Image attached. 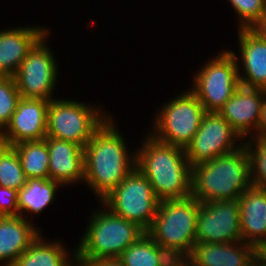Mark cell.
Here are the masks:
<instances>
[{"instance_id": "5bb4252c", "label": "cell", "mask_w": 266, "mask_h": 266, "mask_svg": "<svg viewBox=\"0 0 266 266\" xmlns=\"http://www.w3.org/2000/svg\"><path fill=\"white\" fill-rule=\"evenodd\" d=\"M49 102L21 97L10 122L3 129L7 145L14 146L24 141L45 139Z\"/></svg>"}, {"instance_id": "7402d4cb", "label": "cell", "mask_w": 266, "mask_h": 266, "mask_svg": "<svg viewBox=\"0 0 266 266\" xmlns=\"http://www.w3.org/2000/svg\"><path fill=\"white\" fill-rule=\"evenodd\" d=\"M60 186L62 187L51 179L28 178L26 184L18 191L19 216L30 220L27 213L37 215L44 212L46 207L53 204Z\"/></svg>"}, {"instance_id": "e575fe53", "label": "cell", "mask_w": 266, "mask_h": 266, "mask_svg": "<svg viewBox=\"0 0 266 266\" xmlns=\"http://www.w3.org/2000/svg\"><path fill=\"white\" fill-rule=\"evenodd\" d=\"M7 145L5 137L3 135V129L0 128V152L3 150V148Z\"/></svg>"}, {"instance_id": "52a82bcc", "label": "cell", "mask_w": 266, "mask_h": 266, "mask_svg": "<svg viewBox=\"0 0 266 266\" xmlns=\"http://www.w3.org/2000/svg\"><path fill=\"white\" fill-rule=\"evenodd\" d=\"M170 100L159 107L149 134L162 143L186 148L196 135L206 111L190 89Z\"/></svg>"}, {"instance_id": "cb8c5ba5", "label": "cell", "mask_w": 266, "mask_h": 266, "mask_svg": "<svg viewBox=\"0 0 266 266\" xmlns=\"http://www.w3.org/2000/svg\"><path fill=\"white\" fill-rule=\"evenodd\" d=\"M26 178L49 179V153L46 139L24 141L13 146Z\"/></svg>"}, {"instance_id": "ac0fdd59", "label": "cell", "mask_w": 266, "mask_h": 266, "mask_svg": "<svg viewBox=\"0 0 266 266\" xmlns=\"http://www.w3.org/2000/svg\"><path fill=\"white\" fill-rule=\"evenodd\" d=\"M258 249L244 241L195 243L186 258L190 266H250Z\"/></svg>"}, {"instance_id": "d6a6232c", "label": "cell", "mask_w": 266, "mask_h": 266, "mask_svg": "<svg viewBox=\"0 0 266 266\" xmlns=\"http://www.w3.org/2000/svg\"><path fill=\"white\" fill-rule=\"evenodd\" d=\"M250 266H266V256L258 253L251 262Z\"/></svg>"}, {"instance_id": "d590c367", "label": "cell", "mask_w": 266, "mask_h": 266, "mask_svg": "<svg viewBox=\"0 0 266 266\" xmlns=\"http://www.w3.org/2000/svg\"><path fill=\"white\" fill-rule=\"evenodd\" d=\"M258 253L266 256V242L258 249Z\"/></svg>"}, {"instance_id": "277c9868", "label": "cell", "mask_w": 266, "mask_h": 266, "mask_svg": "<svg viewBox=\"0 0 266 266\" xmlns=\"http://www.w3.org/2000/svg\"><path fill=\"white\" fill-rule=\"evenodd\" d=\"M89 216L76 259H109L119 256L146 231L137 223L113 214L102 203ZM103 207V208H102Z\"/></svg>"}, {"instance_id": "2e32d148", "label": "cell", "mask_w": 266, "mask_h": 266, "mask_svg": "<svg viewBox=\"0 0 266 266\" xmlns=\"http://www.w3.org/2000/svg\"><path fill=\"white\" fill-rule=\"evenodd\" d=\"M49 32L45 26H19L0 31V76H14L33 46Z\"/></svg>"}, {"instance_id": "9c48e42d", "label": "cell", "mask_w": 266, "mask_h": 266, "mask_svg": "<svg viewBox=\"0 0 266 266\" xmlns=\"http://www.w3.org/2000/svg\"><path fill=\"white\" fill-rule=\"evenodd\" d=\"M159 202L149 180L135 167L100 203L113 214L135 222L147 231L156 216Z\"/></svg>"}, {"instance_id": "f546056e", "label": "cell", "mask_w": 266, "mask_h": 266, "mask_svg": "<svg viewBox=\"0 0 266 266\" xmlns=\"http://www.w3.org/2000/svg\"><path fill=\"white\" fill-rule=\"evenodd\" d=\"M76 260L81 266H125L118 258Z\"/></svg>"}, {"instance_id": "1f68e13d", "label": "cell", "mask_w": 266, "mask_h": 266, "mask_svg": "<svg viewBox=\"0 0 266 266\" xmlns=\"http://www.w3.org/2000/svg\"><path fill=\"white\" fill-rule=\"evenodd\" d=\"M252 29L266 40V13Z\"/></svg>"}, {"instance_id": "4dcf8cb0", "label": "cell", "mask_w": 266, "mask_h": 266, "mask_svg": "<svg viewBox=\"0 0 266 266\" xmlns=\"http://www.w3.org/2000/svg\"><path fill=\"white\" fill-rule=\"evenodd\" d=\"M266 136V94L262 103L260 119L257 126V137Z\"/></svg>"}, {"instance_id": "d6986e66", "label": "cell", "mask_w": 266, "mask_h": 266, "mask_svg": "<svg viewBox=\"0 0 266 266\" xmlns=\"http://www.w3.org/2000/svg\"><path fill=\"white\" fill-rule=\"evenodd\" d=\"M238 202L242 241L259 249L266 242V188L251 185Z\"/></svg>"}, {"instance_id": "f1b7e54d", "label": "cell", "mask_w": 266, "mask_h": 266, "mask_svg": "<svg viewBox=\"0 0 266 266\" xmlns=\"http://www.w3.org/2000/svg\"><path fill=\"white\" fill-rule=\"evenodd\" d=\"M0 216H19L17 190L0 186Z\"/></svg>"}, {"instance_id": "ba28073f", "label": "cell", "mask_w": 266, "mask_h": 266, "mask_svg": "<svg viewBox=\"0 0 266 266\" xmlns=\"http://www.w3.org/2000/svg\"><path fill=\"white\" fill-rule=\"evenodd\" d=\"M229 49H222L194 74L190 90L206 112H218L240 86L238 64Z\"/></svg>"}, {"instance_id": "3957f363", "label": "cell", "mask_w": 266, "mask_h": 266, "mask_svg": "<svg viewBox=\"0 0 266 266\" xmlns=\"http://www.w3.org/2000/svg\"><path fill=\"white\" fill-rule=\"evenodd\" d=\"M251 185L250 158L245 144L229 154L192 166L191 196L202 203L238 200Z\"/></svg>"}, {"instance_id": "4316f807", "label": "cell", "mask_w": 266, "mask_h": 266, "mask_svg": "<svg viewBox=\"0 0 266 266\" xmlns=\"http://www.w3.org/2000/svg\"><path fill=\"white\" fill-rule=\"evenodd\" d=\"M235 11L238 29H252L266 13V0H228Z\"/></svg>"}, {"instance_id": "44dd1931", "label": "cell", "mask_w": 266, "mask_h": 266, "mask_svg": "<svg viewBox=\"0 0 266 266\" xmlns=\"http://www.w3.org/2000/svg\"><path fill=\"white\" fill-rule=\"evenodd\" d=\"M42 233L12 266H73L77 262L76 249L69 253L64 242L56 239L46 241L47 238Z\"/></svg>"}, {"instance_id": "8fae6325", "label": "cell", "mask_w": 266, "mask_h": 266, "mask_svg": "<svg viewBox=\"0 0 266 266\" xmlns=\"http://www.w3.org/2000/svg\"><path fill=\"white\" fill-rule=\"evenodd\" d=\"M244 142L218 112H206L196 135L185 148L186 157L192 167L236 151Z\"/></svg>"}, {"instance_id": "d4e9b609", "label": "cell", "mask_w": 266, "mask_h": 266, "mask_svg": "<svg viewBox=\"0 0 266 266\" xmlns=\"http://www.w3.org/2000/svg\"><path fill=\"white\" fill-rule=\"evenodd\" d=\"M26 181L16 149L6 145L0 152V186L19 191Z\"/></svg>"}, {"instance_id": "ffe728a7", "label": "cell", "mask_w": 266, "mask_h": 266, "mask_svg": "<svg viewBox=\"0 0 266 266\" xmlns=\"http://www.w3.org/2000/svg\"><path fill=\"white\" fill-rule=\"evenodd\" d=\"M35 225L22 216H0L1 266H12L40 235L43 229Z\"/></svg>"}, {"instance_id": "e0dca14e", "label": "cell", "mask_w": 266, "mask_h": 266, "mask_svg": "<svg viewBox=\"0 0 266 266\" xmlns=\"http://www.w3.org/2000/svg\"><path fill=\"white\" fill-rule=\"evenodd\" d=\"M49 153V179L62 186L84 182V148L78 144L45 137Z\"/></svg>"}, {"instance_id": "836d02e7", "label": "cell", "mask_w": 266, "mask_h": 266, "mask_svg": "<svg viewBox=\"0 0 266 266\" xmlns=\"http://www.w3.org/2000/svg\"><path fill=\"white\" fill-rule=\"evenodd\" d=\"M167 266H190L187 259H172Z\"/></svg>"}, {"instance_id": "5b68a950", "label": "cell", "mask_w": 266, "mask_h": 266, "mask_svg": "<svg viewBox=\"0 0 266 266\" xmlns=\"http://www.w3.org/2000/svg\"><path fill=\"white\" fill-rule=\"evenodd\" d=\"M200 202L193 196L162 200L147 234L173 259H186L196 243Z\"/></svg>"}, {"instance_id": "484cf974", "label": "cell", "mask_w": 266, "mask_h": 266, "mask_svg": "<svg viewBox=\"0 0 266 266\" xmlns=\"http://www.w3.org/2000/svg\"><path fill=\"white\" fill-rule=\"evenodd\" d=\"M252 185L266 188V136L246 139Z\"/></svg>"}, {"instance_id": "83f0119b", "label": "cell", "mask_w": 266, "mask_h": 266, "mask_svg": "<svg viewBox=\"0 0 266 266\" xmlns=\"http://www.w3.org/2000/svg\"><path fill=\"white\" fill-rule=\"evenodd\" d=\"M21 99L14 77L0 76V128L4 129L10 122Z\"/></svg>"}, {"instance_id": "8992f818", "label": "cell", "mask_w": 266, "mask_h": 266, "mask_svg": "<svg viewBox=\"0 0 266 266\" xmlns=\"http://www.w3.org/2000/svg\"><path fill=\"white\" fill-rule=\"evenodd\" d=\"M95 106L73 99L50 100L46 136L71 141L84 148L95 131L111 115L100 106Z\"/></svg>"}, {"instance_id": "7a4b0ae2", "label": "cell", "mask_w": 266, "mask_h": 266, "mask_svg": "<svg viewBox=\"0 0 266 266\" xmlns=\"http://www.w3.org/2000/svg\"><path fill=\"white\" fill-rule=\"evenodd\" d=\"M148 133L135 148V167L149 180L160 201L191 196L192 167L185 148L162 143Z\"/></svg>"}, {"instance_id": "603a6c76", "label": "cell", "mask_w": 266, "mask_h": 266, "mask_svg": "<svg viewBox=\"0 0 266 266\" xmlns=\"http://www.w3.org/2000/svg\"><path fill=\"white\" fill-rule=\"evenodd\" d=\"M118 259L125 266H167L173 258L145 232Z\"/></svg>"}, {"instance_id": "4fadbf2b", "label": "cell", "mask_w": 266, "mask_h": 266, "mask_svg": "<svg viewBox=\"0 0 266 266\" xmlns=\"http://www.w3.org/2000/svg\"><path fill=\"white\" fill-rule=\"evenodd\" d=\"M266 90L240 85L218 113L245 138H257V126Z\"/></svg>"}, {"instance_id": "8d00e7d4", "label": "cell", "mask_w": 266, "mask_h": 266, "mask_svg": "<svg viewBox=\"0 0 266 266\" xmlns=\"http://www.w3.org/2000/svg\"><path fill=\"white\" fill-rule=\"evenodd\" d=\"M73 266H81V265H80L79 263L76 262Z\"/></svg>"}, {"instance_id": "9a60e30c", "label": "cell", "mask_w": 266, "mask_h": 266, "mask_svg": "<svg viewBox=\"0 0 266 266\" xmlns=\"http://www.w3.org/2000/svg\"><path fill=\"white\" fill-rule=\"evenodd\" d=\"M237 32L240 53L231 52L238 64L240 85L266 90V40L253 29Z\"/></svg>"}, {"instance_id": "30bf717a", "label": "cell", "mask_w": 266, "mask_h": 266, "mask_svg": "<svg viewBox=\"0 0 266 266\" xmlns=\"http://www.w3.org/2000/svg\"><path fill=\"white\" fill-rule=\"evenodd\" d=\"M46 33L29 51L13 76L20 96L23 98L44 99L54 98L59 71L57 59L49 47Z\"/></svg>"}, {"instance_id": "6da1fadb", "label": "cell", "mask_w": 266, "mask_h": 266, "mask_svg": "<svg viewBox=\"0 0 266 266\" xmlns=\"http://www.w3.org/2000/svg\"><path fill=\"white\" fill-rule=\"evenodd\" d=\"M115 122L113 115L109 116L84 147L83 185L93 191L99 203L125 179L136 164L135 149L130 153Z\"/></svg>"}, {"instance_id": "7c38bea8", "label": "cell", "mask_w": 266, "mask_h": 266, "mask_svg": "<svg viewBox=\"0 0 266 266\" xmlns=\"http://www.w3.org/2000/svg\"><path fill=\"white\" fill-rule=\"evenodd\" d=\"M242 240L238 200L200 202L197 243H230Z\"/></svg>"}]
</instances>
